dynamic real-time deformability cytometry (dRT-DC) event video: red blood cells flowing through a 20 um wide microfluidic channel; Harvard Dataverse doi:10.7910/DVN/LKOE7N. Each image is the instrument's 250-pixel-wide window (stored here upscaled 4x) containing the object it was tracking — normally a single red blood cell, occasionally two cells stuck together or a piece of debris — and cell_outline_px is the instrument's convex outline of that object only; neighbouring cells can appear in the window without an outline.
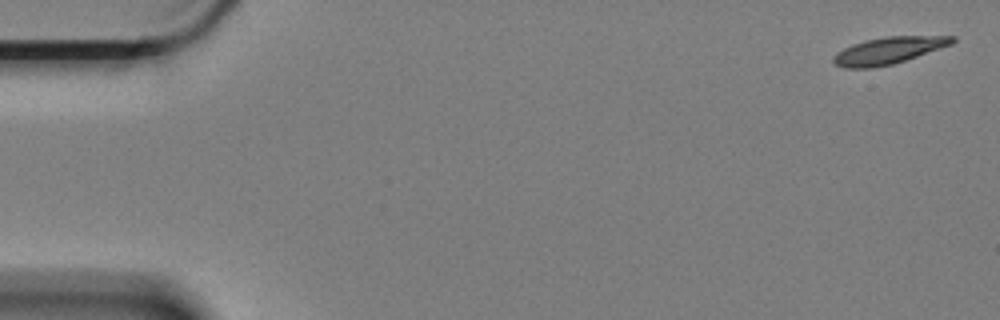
{"species": "Egyptian fruit bat (a non-hibernating species)", "species_latin": "Rousettus aegyptiacus", "temperature_condition": "cold", "stored_images_in_passage": 18, "camera_frame_rate_fps": 3000, "um_per_image_px": 0.085, "animal": {"sex": "female"}, "frame": {"image": 1, "passage_image": 1, "time_ms": 0.0, "image_size_px": [1000, 320], "cell_outline_px": [[956, 40], [952, 44], [892, 64], [872, 68], [844, 68], [836, 64], [832, 60], [832, 56], [836, 52], [852, 44], [864, 40], [884, 36], [956, 36]], "centroid_in_image_um": [75.48, 4.28], "position_along_channel_um": 9.5, "area_um2": 18.55}}
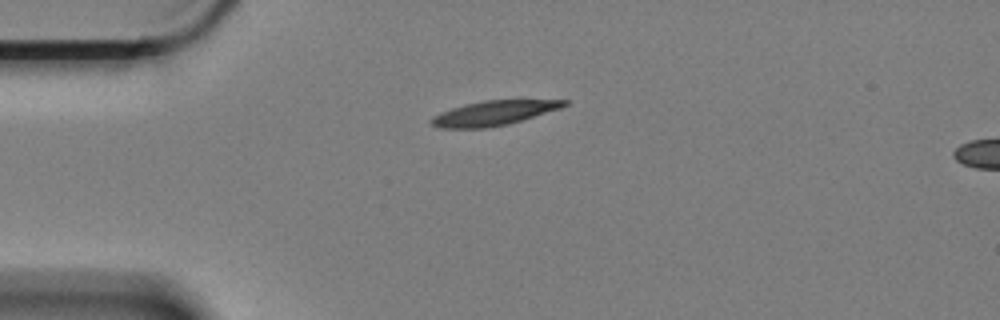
{"frame": {"image": 2, "passage_image": 14, "time_ms": 4.333, "image_size_px": [1000, 320], "cell_outline_px": [[568, 104], [560, 108], [508, 124], [484, 128], [440, 128], [432, 124], [428, 120], [432, 116], [440, 112], [464, 104], [484, 100], [568, 100]], "centroid_in_image_um": [41.91, 9.61], "position_along_channel_um": 43.1, "area_um2": 18.9}}